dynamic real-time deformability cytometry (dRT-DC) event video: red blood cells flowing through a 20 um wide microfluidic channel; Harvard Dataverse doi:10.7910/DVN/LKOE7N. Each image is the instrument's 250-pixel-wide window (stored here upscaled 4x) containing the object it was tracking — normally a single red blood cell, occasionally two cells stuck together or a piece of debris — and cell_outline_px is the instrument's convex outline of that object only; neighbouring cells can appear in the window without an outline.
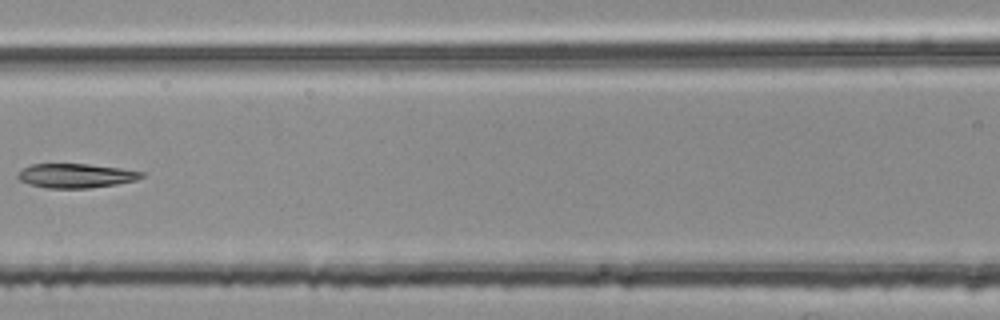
{"species": "common noctule bat (a hibernating species)", "species_latin": "Nyctalus noctula", "temperature_condition": "room temperature", "stored_images_in_passage": 7, "camera_frame_rate_fps": 3000, "um_per_image_px": 0.085, "animal": {"sex": "female", "body_mass_g": 25.1}, "frame": {"image": 1, "passage_image": 6, "time_ms": 1.667, "image_size_px": [1000, 320], "cell_outline_px": [[144, 176], [136, 180], [116, 184], [88, 188], [48, 188], [28, 184], [20, 180], [16, 176], [24, 168], [32, 164], [88, 164], [120, 168], [144, 172]], "centroid_in_image_um": [6.45, 14.93], "position_along_channel_um": 160.1, "area_um2": 17.34}}
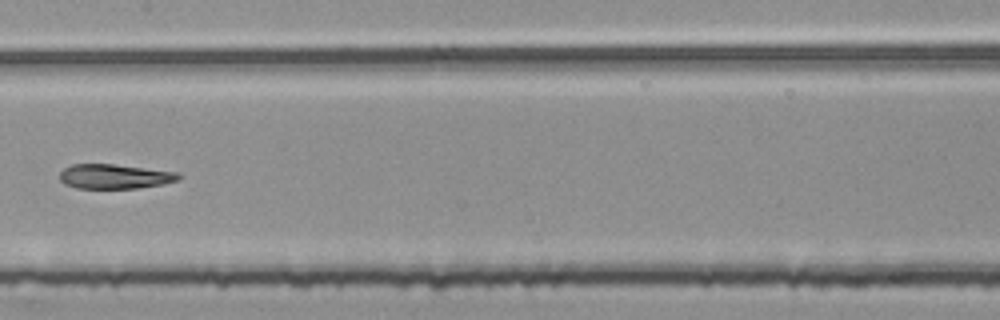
{"frame": {"image": 2, "passage_image": 7, "time_ms": 2.0, "image_size_px": [1000, 320], "cell_outline_px": [[180, 180], [164, 184], [136, 188], [76, 188], [64, 184], [60, 180], [60, 172], [64, 168], [72, 164], [112, 164], [180, 172]], "centroid_in_image_um": [9.76, 15.0], "position_along_channel_um": 197.6, "area_um2": 17.11}}